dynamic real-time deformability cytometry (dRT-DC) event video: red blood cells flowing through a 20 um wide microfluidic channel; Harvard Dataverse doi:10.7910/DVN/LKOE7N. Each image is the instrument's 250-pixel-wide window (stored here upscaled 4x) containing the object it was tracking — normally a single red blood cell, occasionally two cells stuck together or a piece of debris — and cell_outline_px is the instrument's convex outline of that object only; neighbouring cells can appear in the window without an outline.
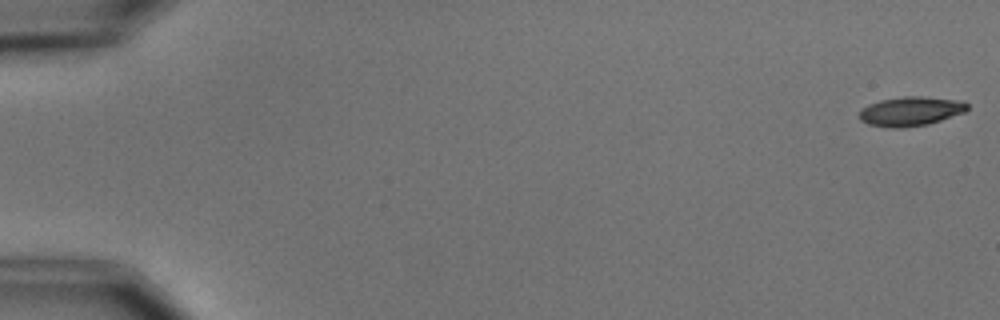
{"species": "common noctule bat (a hibernating species)", "species_latin": "Nyctalus noctula", "temperature_condition": "cold", "stored_images_in_passage": 11, "camera_frame_rate_fps": 3000, "um_per_image_px": 0.085, "animal": {"sex": "male", "body_mass_g": 15.6}, "frame": {"image": 1, "passage_image": 1, "time_ms": 0.0, "image_size_px": [1000, 320], "cell_outline_px": [[968, 108], [964, 112], [928, 124], [904, 128], [892, 128], [868, 124], [860, 120], [860, 108], [868, 104], [880, 100], [904, 96], [920, 96], [956, 100], [968, 104]], "centroid_in_image_um": [77.35, 9.46], "position_along_channel_um": 7.6, "area_um2": 18.32}}